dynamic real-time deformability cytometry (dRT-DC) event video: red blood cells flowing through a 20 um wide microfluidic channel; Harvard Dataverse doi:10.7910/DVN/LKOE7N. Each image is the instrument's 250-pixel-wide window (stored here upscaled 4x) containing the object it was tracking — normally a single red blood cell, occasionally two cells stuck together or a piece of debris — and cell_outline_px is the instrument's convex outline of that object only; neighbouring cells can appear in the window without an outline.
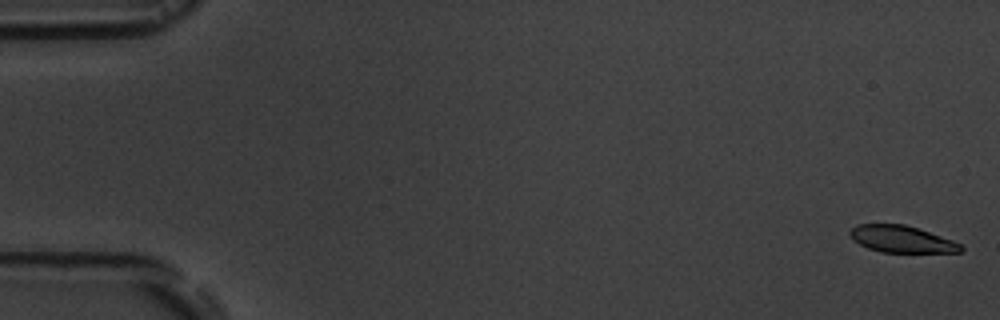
{"species": "common noctule bat (a hibernating species)", "species_latin": "Nyctalus noctula", "temperature_condition": "room temperature", "stored_images_in_passage": 16, "camera_frame_rate_fps": 3000, "um_per_image_px": 0.085, "animal": {"sex": "male", "body_mass_g": 19.5, "forearm_length_mm": 54.6}, "frame": {"image": 1, "passage_image": 1, "time_ms": 0.0, "image_size_px": [1000, 320], "cell_outline_px": [[964, 248], [960, 252], [880, 252], [868, 248], [852, 240], [848, 232], [856, 224], [904, 224], [952, 240], [960, 244]], "centroid_in_image_um": [76.58, 20.32], "position_along_channel_um": 8.4, "area_um2": 17.17}}
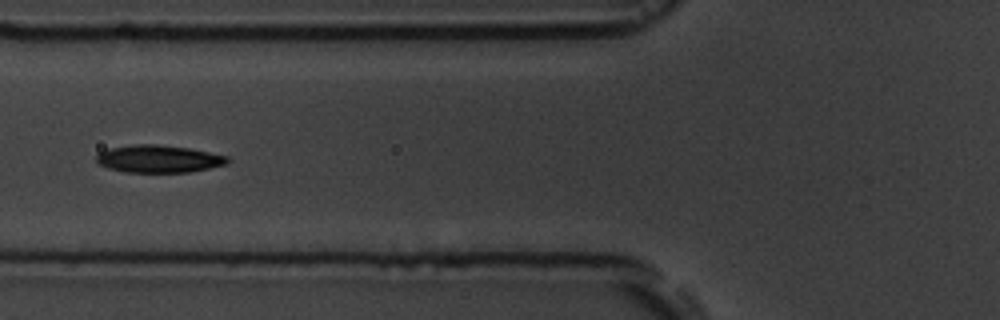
{"frame": {"image": 2, "passage_image": 7, "time_ms": 7.0, "image_size_px": [1000, 320], "cell_outline_px": [[228, 164], [188, 172], [124, 172], [108, 168], [100, 164], [96, 160], [96, 156], [100, 152], [108, 148], [136, 144], [156, 144], [188, 148], [228, 156]], "centroid_in_image_um": [13.46, 13.5], "position_along_channel_um": 112.3, "area_um2": 20.87}}
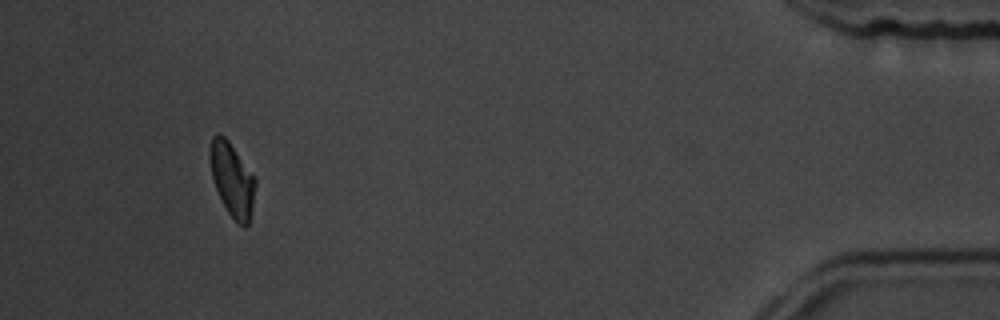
{"frame": {"image": 3, "passage_image": 16, "time_ms": 17.333, "image_size_px": [1000, 320], "cell_outline_px": [[256, 184], [252, 208], [248, 224], [244, 228], [228, 212], [216, 188], [212, 176], [208, 156], [208, 148], [212, 136], [216, 132], [220, 132], [228, 140], [256, 176]], "centroid_in_image_um": [19.72, 15.17], "position_along_channel_um": 415.5, "area_um2": 19.65}, "authors_computed_cell_mechanics": {"area_um2": 20.1433, "velocity_mm_per_s": 3.5943, "shape_relaxation_time_tau1_ms": 5.5465, "shape_relaxation_time_tau2_ms": null, "deformation_change_tau1": 0.1801, "deformation_change_tau2": null}}